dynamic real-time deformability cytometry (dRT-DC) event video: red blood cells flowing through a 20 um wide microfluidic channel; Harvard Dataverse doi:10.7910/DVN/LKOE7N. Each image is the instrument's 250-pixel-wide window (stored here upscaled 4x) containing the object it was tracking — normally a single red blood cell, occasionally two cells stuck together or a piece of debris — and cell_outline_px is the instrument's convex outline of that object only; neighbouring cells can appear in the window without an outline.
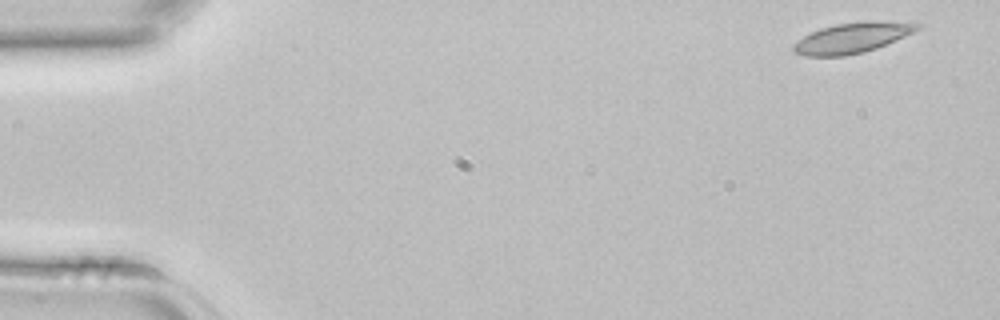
{"species": "common noctule bat (a hibernating species)", "species_latin": "Nyctalus noctula", "temperature_condition": "room temperature", "stored_images_in_passage": 5, "camera_frame_rate_fps": 3000, "um_per_image_px": 0.085, "animal": {"sex": "female", "body_mass_g": 22.7, "forearm_length_mm": 54.2}, "frame": {"image": 1, "passage_image": 1, "time_ms": 0.0, "image_size_px": [1000, 320], "cell_outline_px": [[924, 28], [876, 48], [864, 52], [844, 56], [808, 56], [792, 52], [792, 44], [804, 36], [820, 28], [836, 24], [868, 20], [880, 20], [924, 24]], "centroid_in_image_um": [72.48, 3.2], "position_along_channel_um": 12.5, "area_um2": 22.14}}
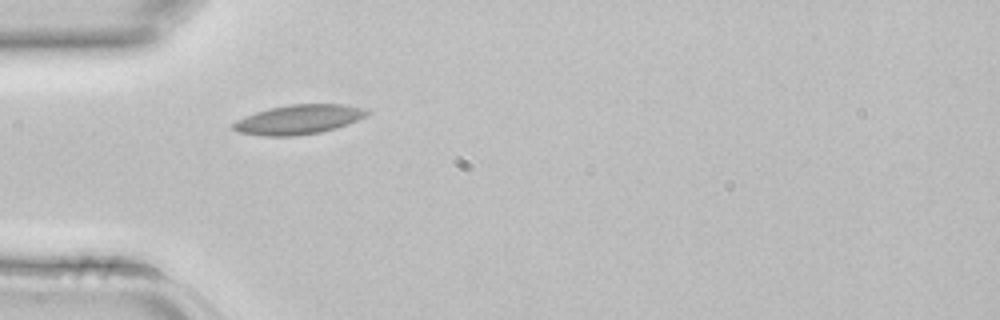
{"frame": {"image": 2, "passage_image": 4, "time_ms": 1.0, "image_size_px": [1000, 320], "cell_outline_px": [[372, 112], [368, 116], [348, 124], [336, 128], [320, 132], [292, 136], [264, 136], [240, 132], [232, 128], [232, 124], [236, 120], [256, 112], [268, 108], [292, 104], [340, 104], [364, 108]], "centroid_in_image_um": [25.42, 10.15], "position_along_channel_um": 59.6, "area_um2": 22.95}}